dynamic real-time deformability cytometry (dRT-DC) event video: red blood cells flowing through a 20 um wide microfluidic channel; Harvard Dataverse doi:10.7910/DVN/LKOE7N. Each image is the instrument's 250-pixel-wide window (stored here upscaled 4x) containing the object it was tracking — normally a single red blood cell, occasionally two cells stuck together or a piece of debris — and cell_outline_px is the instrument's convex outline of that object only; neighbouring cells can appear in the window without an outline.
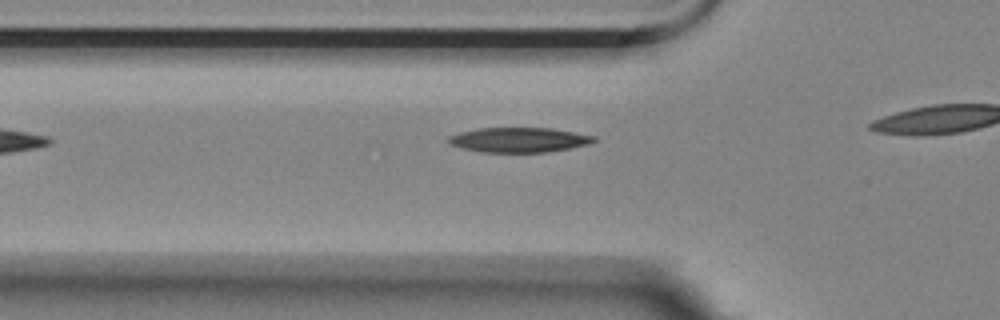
{"species": "Egyptian fruit bat (a non-hibernating species)", "species_latin": "Rousettus aegyptiacus", "temperature_condition": "room temperature", "stored_images_in_passage": 5, "camera_frame_rate_fps": 3000, "um_per_image_px": 0.085, "animal": {"sex": "female"}, "frame": {"image": 1, "passage_image": 5, "time_ms": 1.333, "image_size_px": [1000, 320], "cell_outline_px": [[596, 140], [588, 144], [548, 152], [484, 152], [464, 148], [452, 144], [448, 140], [448, 136], [460, 132], [476, 128], [552, 128], [596, 136]], "centroid_in_image_um": [44.13, 11.88], "position_along_channel_um": 81.7, "area_um2": 20.81}}